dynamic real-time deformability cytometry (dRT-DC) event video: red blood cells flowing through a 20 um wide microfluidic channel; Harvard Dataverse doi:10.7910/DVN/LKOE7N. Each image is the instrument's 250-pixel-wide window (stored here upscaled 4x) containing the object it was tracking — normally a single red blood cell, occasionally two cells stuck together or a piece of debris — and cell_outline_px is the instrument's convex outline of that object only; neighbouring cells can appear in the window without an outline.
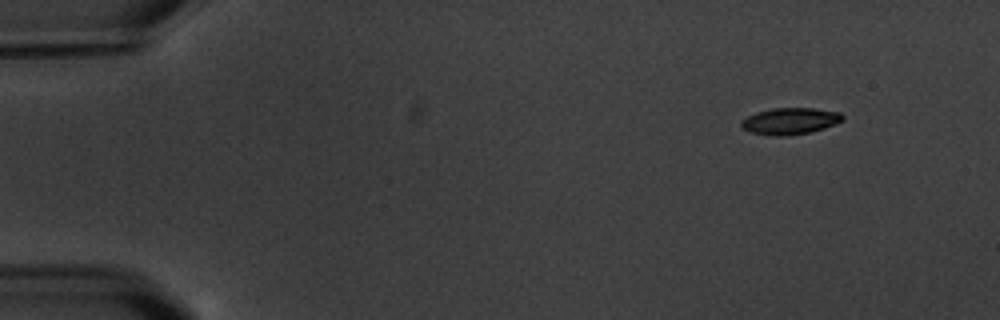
{"species": "common noctule bat (a hibernating species)", "species_latin": "Nyctalus noctula", "temperature_condition": "warm", "stored_images_in_passage": 16, "camera_frame_rate_fps": 3000, "um_per_image_px": 0.085, "animal": {"sex": "male", "body_mass_g": 20.1, "forearm_length_mm": 53.5}, "frame": {"image": 1, "passage_image": 1, "time_ms": 0.0, "image_size_px": [1000, 320], "cell_outline_px": [[844, 120], [836, 124], [824, 128], [808, 132], [788, 136], [772, 136], [752, 132], [744, 128], [740, 124], [740, 120], [756, 112], [772, 108], [812, 108], [840, 112], [844, 116]], "centroid_in_image_um": [67.17, 10.28], "position_along_channel_um": 17.8, "area_um2": 15.72}}
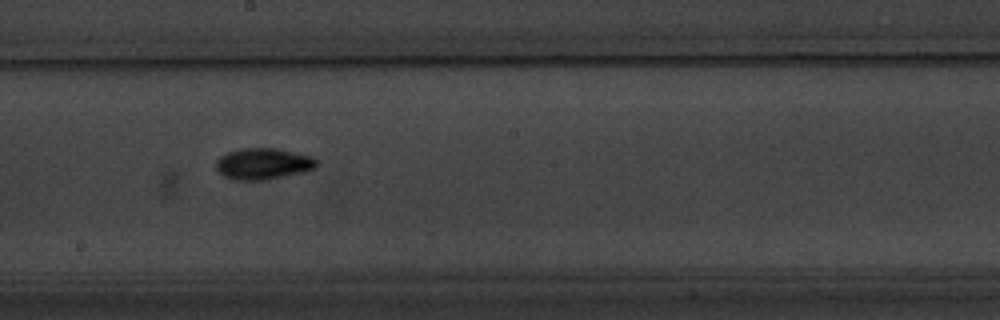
{"frame": {"image": 2, "passage_image": 9, "time_ms": 9.0, "image_size_px": [1000, 320], "cell_outline_px": [[320, 160], [316, 168], [304, 172], [264, 180], [232, 180], [224, 176], [216, 168], [216, 160], [220, 156], [228, 152], [240, 148], [276, 148], [312, 156]], "centroid_in_image_um": [22.4, 13.92], "position_along_channel_um": 225.8, "area_um2": 18.55}}
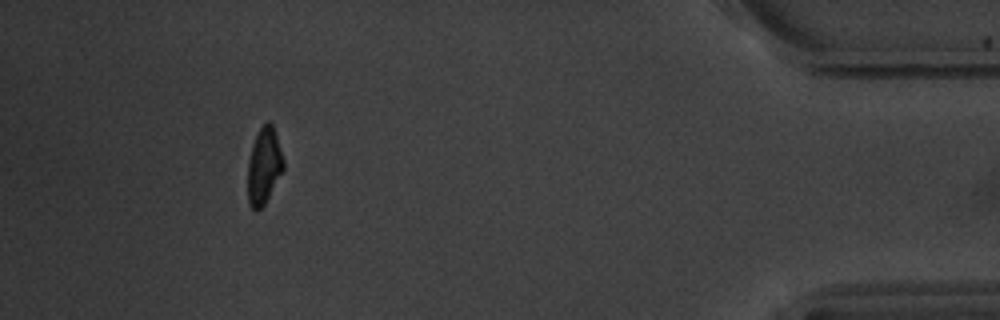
{"frame": {"image": 3, "passage_image": 15, "time_ms": 16.0, "image_size_px": [1000, 320], "cell_outline_px": [[284, 168], [264, 204], [256, 212], [248, 204], [248, 160], [252, 144], [260, 128], [268, 120], [272, 124], [284, 160]], "centroid_in_image_um": [22.42, 14.11], "position_along_channel_um": 412.8, "area_um2": 15.66}, "authors_computed_cell_mechanics": {"area_um2": 16.6753, "velocity_mm_per_s": 3.4735, "shape_relaxation_time_tau1_ms": 2.1713, "shape_relaxation_time_tau2_ms": 2.4201, "deformation_change_tau1": 0.1132, "deformation_change_tau2": 0.0627}}